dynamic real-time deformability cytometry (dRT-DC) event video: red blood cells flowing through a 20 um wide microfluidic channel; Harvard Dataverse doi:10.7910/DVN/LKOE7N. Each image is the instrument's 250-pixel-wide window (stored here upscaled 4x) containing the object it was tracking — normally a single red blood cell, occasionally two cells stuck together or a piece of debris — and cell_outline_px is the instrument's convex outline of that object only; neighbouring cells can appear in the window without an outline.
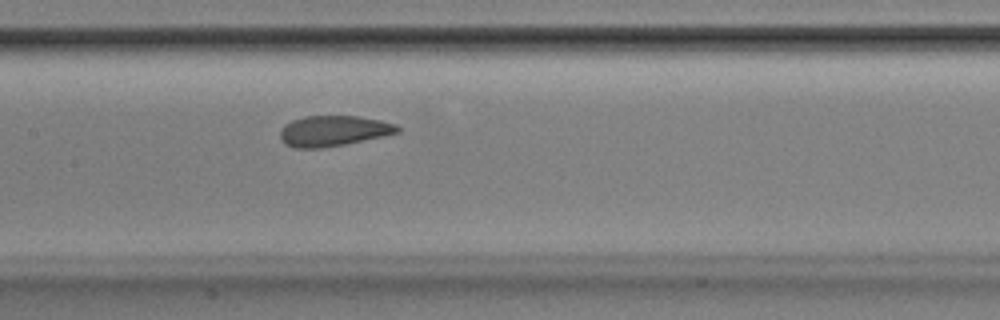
{"species": "Egyptian fruit bat (a non-hibernating species)", "species_latin": "Rousettus aegyptiacus", "temperature_condition": "room temperature", "stored_images_in_passage": 39, "camera_frame_rate_fps": 3000, "um_per_image_px": 0.085, "animal": {"sex": "male"}, "frame": {"image": 1, "passage_image": 12, "time_ms": 3.667, "image_size_px": [1000, 320], "cell_outline_px": [[400, 132], [384, 136], [344, 144], [320, 148], [296, 148], [284, 144], [280, 136], [280, 128], [284, 124], [292, 120], [304, 116], [356, 116], [380, 120], [396, 124], [400, 128]], "centroid_in_image_um": [28.32, 11.12], "position_along_channel_um": 179.1, "area_um2": 20.92}}
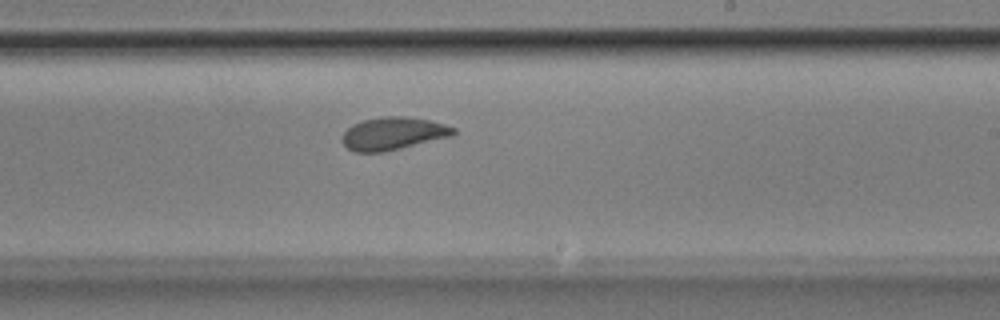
{"frame": {"image": 2, "passage_image": 18, "time_ms": 5.667, "image_size_px": [1000, 320], "cell_outline_px": [[456, 132], [452, 136], [384, 152], [352, 152], [340, 140], [344, 132], [352, 124], [364, 120], [380, 116], [404, 116], [428, 120], [444, 124], [456, 128]], "centroid_in_image_um": [33.39, 11.35], "position_along_channel_um": 255.6, "area_um2": 21.27}}
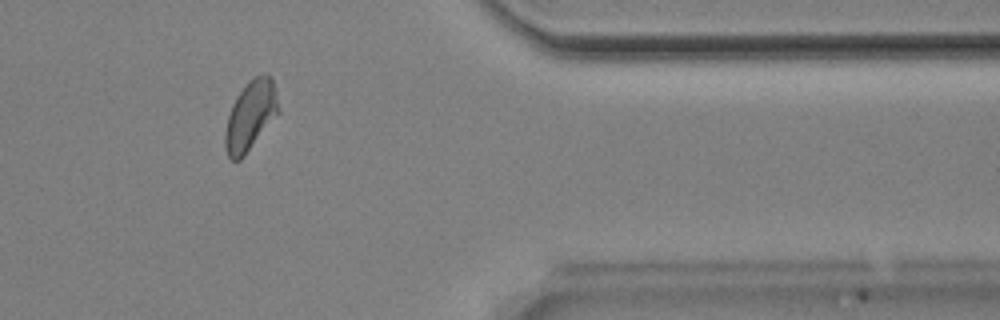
{"frame": {"image": 3, "passage_image": 30, "time_ms": 9.667, "image_size_px": [1000, 320], "cell_outline_px": [[280, 112], [244, 156], [240, 160], [232, 160], [228, 156], [224, 144], [224, 132], [228, 116], [232, 104], [236, 96], [248, 80], [256, 76], [272, 76], [280, 108]], "centroid_in_image_um": [21.29, 9.83], "position_along_channel_um": 390.1, "area_um2": 21.68}}